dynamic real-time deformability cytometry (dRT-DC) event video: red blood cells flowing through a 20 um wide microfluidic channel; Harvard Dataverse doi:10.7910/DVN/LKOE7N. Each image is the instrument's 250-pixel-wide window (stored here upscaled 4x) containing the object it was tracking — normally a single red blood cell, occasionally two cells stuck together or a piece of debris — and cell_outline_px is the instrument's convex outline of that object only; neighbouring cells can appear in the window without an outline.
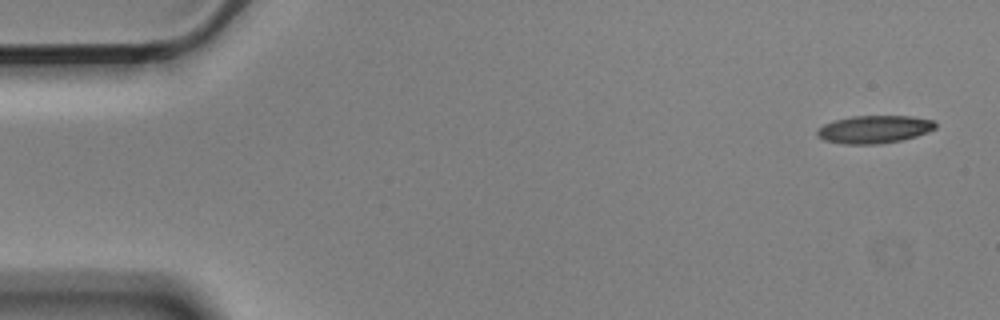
{"species": "Egyptian fruit bat (a non-hibernating species)", "species_latin": "Rousettus aegyptiacus", "temperature_condition": "cold", "stored_images_in_passage": 5, "camera_frame_rate_fps": 3000, "um_per_image_px": 0.085, "animal": {"sex": "male"}, "frame": {"image": 1, "passage_image": 1, "time_ms": 0.0, "image_size_px": [1000, 320], "cell_outline_px": [[936, 128], [928, 132], [916, 136], [900, 140], [876, 144], [844, 144], [824, 140], [816, 136], [816, 132], [824, 124], [836, 120], [852, 116], [912, 116], [932, 120], [936, 124]], "centroid_in_image_um": [74.31, 10.99], "position_along_channel_um": 10.7, "area_um2": 19.02}}
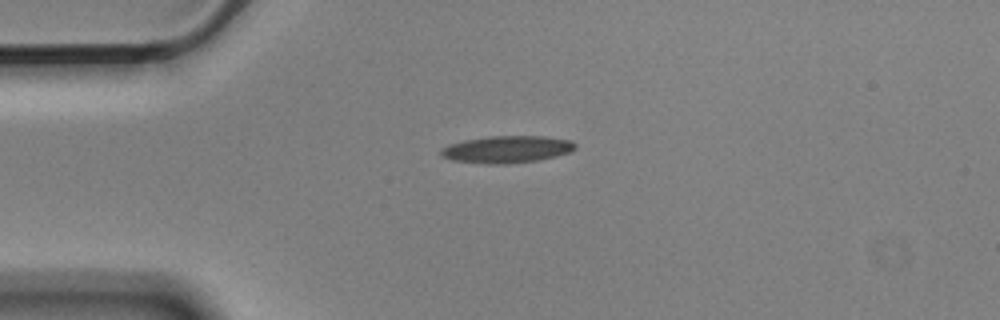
{"frame": {"image": 2, "passage_image": 4, "time_ms": 1.0, "image_size_px": [1000, 320], "cell_outline_px": [[576, 148], [572, 152], [540, 160], [504, 164], [488, 164], [452, 160], [440, 156], [440, 148], [448, 144], [464, 140], [488, 136], [544, 136], [572, 140], [576, 144]], "centroid_in_image_um": [43.09, 12.69], "position_along_channel_um": 41.9, "area_um2": 21.5}}